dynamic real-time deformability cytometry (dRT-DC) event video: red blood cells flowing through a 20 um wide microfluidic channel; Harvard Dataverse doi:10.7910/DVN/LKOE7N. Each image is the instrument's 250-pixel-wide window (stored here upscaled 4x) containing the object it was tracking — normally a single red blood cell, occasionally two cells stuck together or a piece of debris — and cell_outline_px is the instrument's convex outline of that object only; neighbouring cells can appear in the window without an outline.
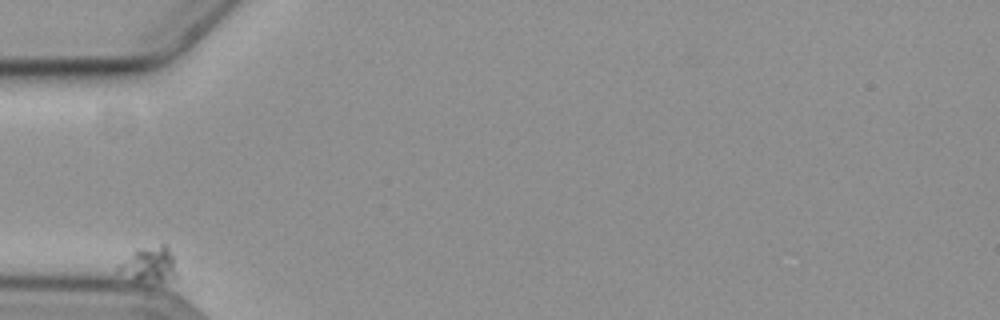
{"species": "common noctule bat (a hibernating species)", "species_latin": "Nyctalus noctula", "temperature_condition": "cold", "stored_images_in_passage": 2, "camera_frame_rate_fps": 3000, "um_per_image_px": 0.085, "animal": {"sex": "female", "body_mass_g": 19.3, "forearm_length_mm": 54.1}, "frame": {"image": 1, "passage_image": 1, "time_ms": 0.0, "image_size_px": [1000, 320], "cell_outline_px": [[176, 276], [164, 280], [132, 280], [116, 272], [116, 268], [136, 248], [160, 244], [168, 244], [172, 256]], "centroid_in_image_um": [12.63, 22.43], "position_along_channel_um": 72.4, "area_um2": 11.79}}